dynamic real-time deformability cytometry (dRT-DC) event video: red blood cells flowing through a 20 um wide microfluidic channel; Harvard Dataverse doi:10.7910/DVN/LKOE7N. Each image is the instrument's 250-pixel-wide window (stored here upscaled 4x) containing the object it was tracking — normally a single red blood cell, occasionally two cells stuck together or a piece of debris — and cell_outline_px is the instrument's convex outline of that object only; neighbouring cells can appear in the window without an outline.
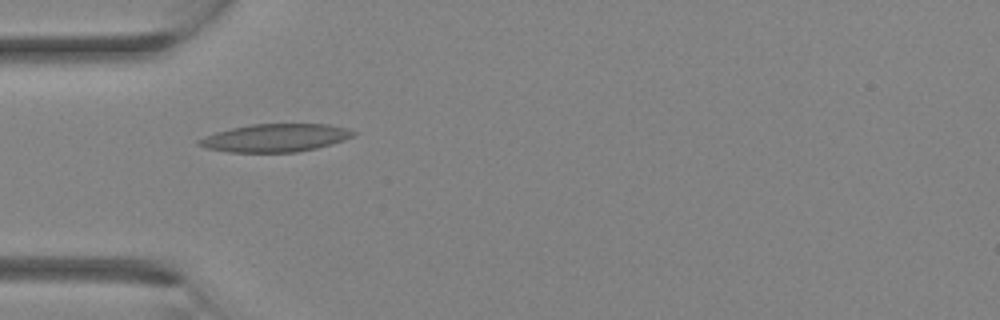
{"species": "Egyptian fruit bat (a non-hibernating species)", "species_latin": "Rousettus aegyptiacus", "temperature_condition": "room temperature", "stored_images_in_passage": 23, "camera_frame_rate_fps": 3000, "um_per_image_px": 0.085, "animal": {"sex": "female"}, "frame": {"image": 1, "passage_image": 1, "time_ms": 0.0, "image_size_px": [1000, 320], "cell_outline_px": [[356, 132], [352, 136], [344, 140], [332, 144], [316, 148], [296, 152], [228, 152], [204, 148], [196, 144], [196, 140], [204, 136], [216, 132], [232, 128], [252, 124], [328, 124], [344, 128]], "centroid_in_image_um": [23.34, 11.72], "position_along_channel_um": 61.7, "area_um2": 25.09}}
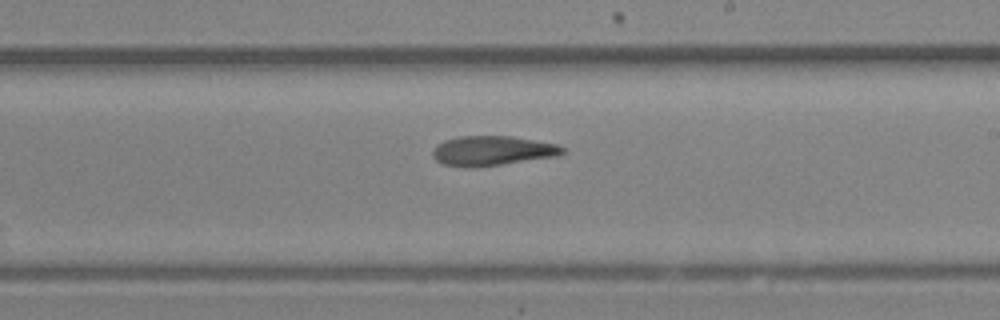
{"frame": {"image": 2, "passage_image": 10, "time_ms": 3.0, "image_size_px": [1000, 320], "cell_outline_px": [[564, 152], [556, 156], [500, 164], [468, 168], [464, 168], [444, 164], [436, 160], [432, 156], [432, 152], [436, 144], [444, 140], [460, 136], [512, 136], [556, 144], [564, 148]], "centroid_in_image_um": [41.78, 12.81], "position_along_channel_um": 247.2, "area_um2": 22.31}}
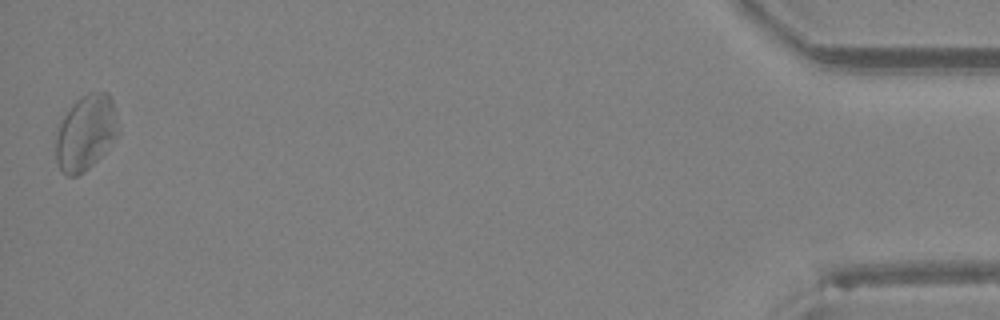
{"frame": {"image": 3, "passage_image": 23, "time_ms": 7.333, "image_size_px": [1000, 320], "cell_outline_px": [[120, 132], [100, 156], [84, 172], [76, 176], [68, 176], [60, 168], [56, 160], [56, 132], [60, 120], [72, 104], [80, 96], [88, 92], [108, 92], [112, 100]], "centroid_in_image_um": [7.28, 11.24], "position_along_channel_um": 427.9, "area_um2": 27.34}}